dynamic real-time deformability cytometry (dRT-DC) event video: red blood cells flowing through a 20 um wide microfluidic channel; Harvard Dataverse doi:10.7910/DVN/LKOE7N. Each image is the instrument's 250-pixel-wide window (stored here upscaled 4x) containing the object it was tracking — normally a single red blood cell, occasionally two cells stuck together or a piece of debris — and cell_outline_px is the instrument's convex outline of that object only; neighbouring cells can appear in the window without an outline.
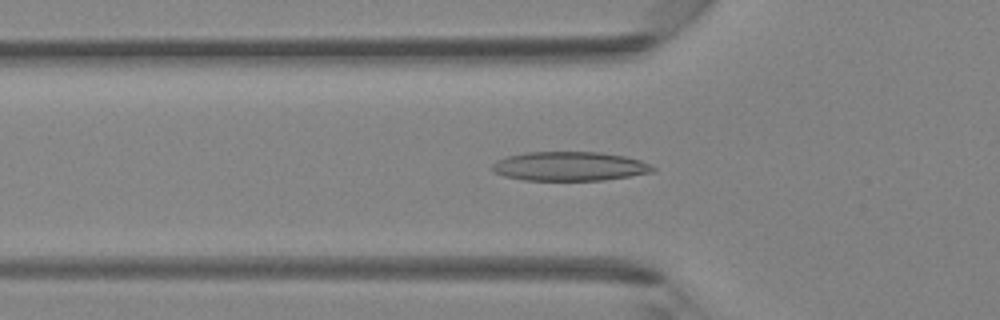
{"species": "Egyptian fruit bat (a non-hibernating species)", "species_latin": "Rousettus aegyptiacus", "temperature_condition": "room temperature", "stored_images_in_passage": 32, "camera_frame_rate_fps": 3000, "um_per_image_px": 0.085, "animal": {"sex": "female"}, "frame": {"image": 1, "passage_image": 4, "time_ms": 1.0, "image_size_px": [1000, 320], "cell_outline_px": [[656, 172], [604, 180], [524, 180], [504, 176], [492, 172], [492, 164], [496, 160], [508, 156], [524, 152], [600, 152], [624, 156], [640, 160], [656, 168]], "centroid_in_image_um": [48.41, 14.13], "position_along_channel_um": 77.4, "area_um2": 27.4}}
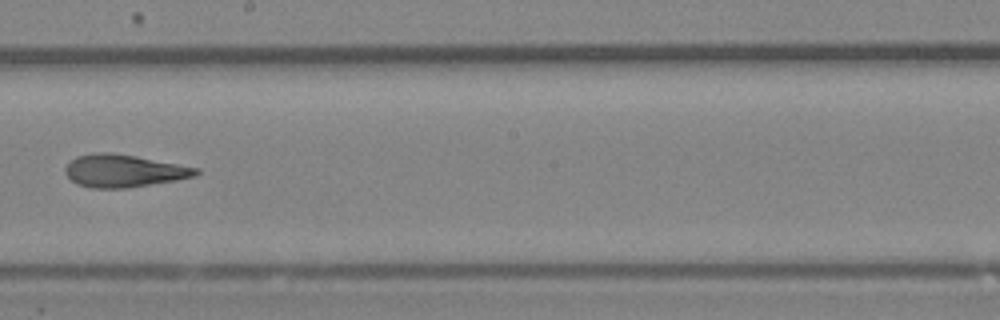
{"frame": {"image": 2, "passage_image": 14, "time_ms": 4.333, "image_size_px": [1000, 320], "cell_outline_px": [[200, 172], [196, 176], [176, 180], [128, 188], [92, 188], [76, 184], [64, 172], [64, 168], [76, 156], [92, 152], [112, 152], [136, 156], [200, 168]], "centroid_in_image_um": [10.52, 14.51], "position_along_channel_um": 237.7, "area_um2": 24.97}}
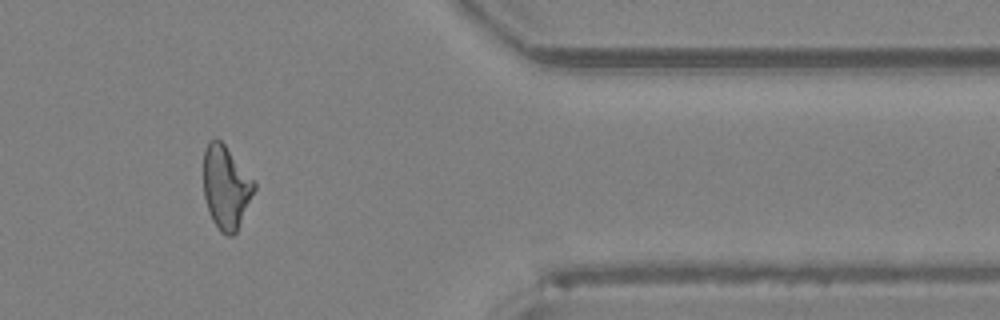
{"frame": {"image": 3, "passage_image": 25, "time_ms": 8.0, "image_size_px": [1000, 320], "cell_outline_px": [[256, 188], [236, 232], [232, 236], [228, 236], [220, 232], [212, 220], [208, 212], [204, 196], [204, 152], [208, 144], [212, 140], [220, 140], [224, 144], [256, 180]], "centroid_in_image_um": [19.23, 15.94], "position_along_channel_um": 392.2, "area_um2": 24.62}}